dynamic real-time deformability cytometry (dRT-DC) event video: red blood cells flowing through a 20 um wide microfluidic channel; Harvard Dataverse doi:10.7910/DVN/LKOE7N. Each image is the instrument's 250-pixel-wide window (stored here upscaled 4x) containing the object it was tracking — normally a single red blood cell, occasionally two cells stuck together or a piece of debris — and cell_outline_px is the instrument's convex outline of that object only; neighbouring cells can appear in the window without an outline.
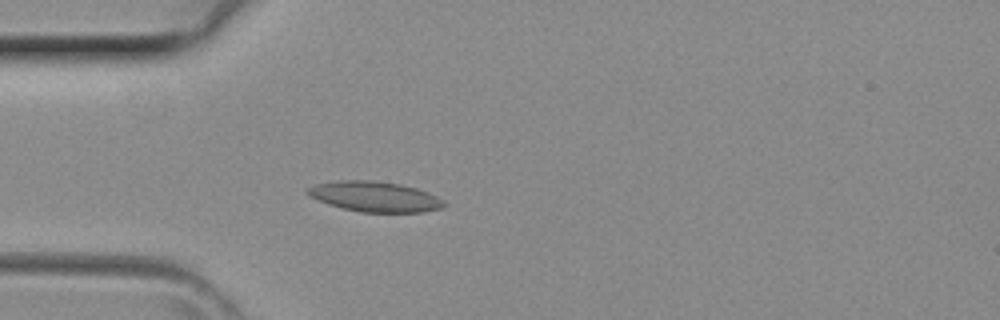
{"species": "common noctule bat (a hibernating species)", "species_latin": "Nyctalus noctula", "temperature_condition": "room temperature", "stored_images_in_passage": 41, "camera_frame_rate_fps": 3000, "um_per_image_px": 0.085, "animal": {"sex": "female", "body_mass_g": 29.2, "forearm_length_mm": 56.3}, "frame": {"image": 1, "passage_image": 11, "time_ms": 3.333, "image_size_px": [1000, 320], "cell_outline_px": [[444, 204], [440, 208], [424, 212], [360, 212], [328, 204], [308, 196], [304, 192], [304, 188], [316, 184], [336, 180], [368, 180], [400, 184], [416, 188], [436, 196], [444, 200]], "centroid_in_image_um": [31.78, 16.7], "position_along_channel_um": 53.2, "area_um2": 24.04}}
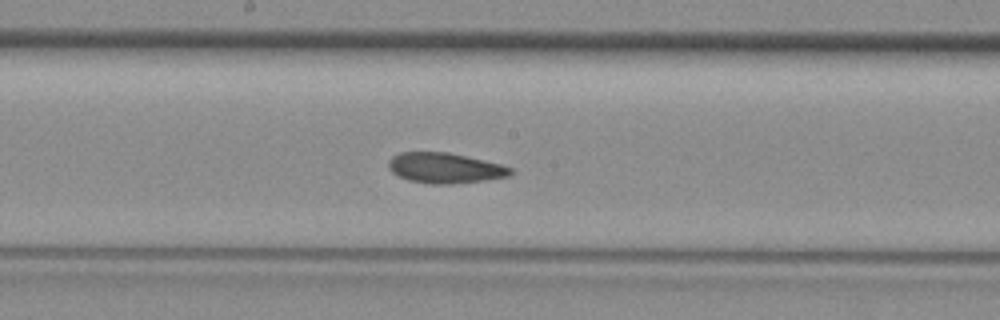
{"frame": {"image": 2, "passage_image": 21, "time_ms": 6.667, "image_size_px": [1000, 320], "cell_outline_px": [[512, 172], [508, 176], [484, 180], [452, 184], [428, 184], [408, 180], [392, 172], [388, 168], [388, 160], [392, 156], [400, 152], [448, 152], [500, 164], [512, 168]], "centroid_in_image_um": [37.77, 14.28], "position_along_channel_um": 210.4, "area_um2": 21.5}}
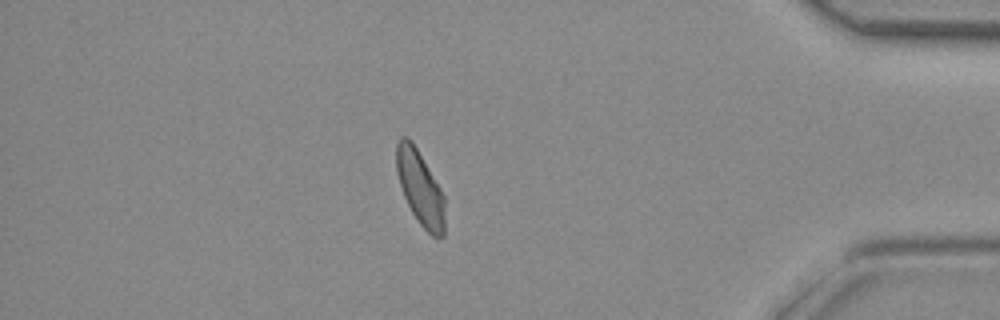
{"frame": {"image": 3, "passage_image": 35, "time_ms": 11.333, "image_size_px": [1000, 320], "cell_outline_px": [[444, 236], [436, 240], [420, 224], [412, 212], [404, 196], [396, 172], [396, 144], [400, 136], [408, 136], [412, 140], [440, 188], [444, 196]], "centroid_in_image_um": [35.7, 15.96], "position_along_channel_um": 399.5, "area_um2": 20.98}}